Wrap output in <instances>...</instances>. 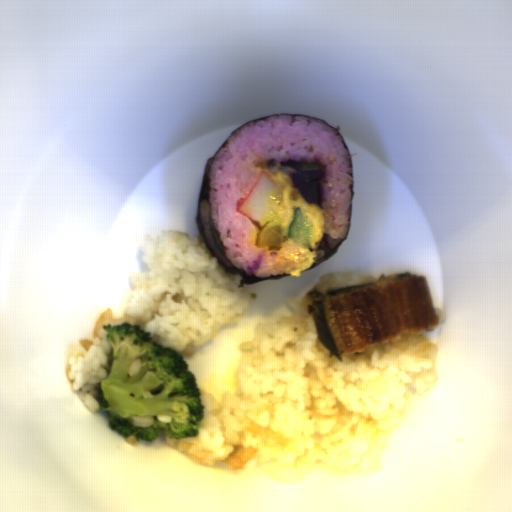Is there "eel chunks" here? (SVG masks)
I'll return each instance as SVG.
<instances>
[{
  "instance_id": "4dd315ae",
  "label": "eel chunks",
  "mask_w": 512,
  "mask_h": 512,
  "mask_svg": "<svg viewBox=\"0 0 512 512\" xmlns=\"http://www.w3.org/2000/svg\"><path fill=\"white\" fill-rule=\"evenodd\" d=\"M307 309L321 345L339 361L401 335L435 330L438 315L426 276L382 274L371 283L309 292Z\"/></svg>"
}]
</instances>
